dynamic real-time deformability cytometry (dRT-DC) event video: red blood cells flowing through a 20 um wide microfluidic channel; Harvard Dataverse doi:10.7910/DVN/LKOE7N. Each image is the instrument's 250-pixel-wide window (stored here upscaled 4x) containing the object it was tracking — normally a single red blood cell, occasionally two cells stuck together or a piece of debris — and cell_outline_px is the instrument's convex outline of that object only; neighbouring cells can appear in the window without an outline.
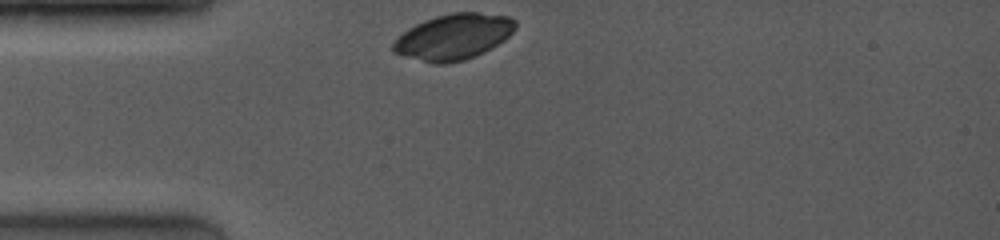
{"species": "common noctule bat (a hibernating species)", "species_latin": "Nyctalus noctula", "temperature_condition": "room temperature", "stored_images_in_passage": 13, "camera_frame_rate_fps": 4000, "um_per_image_px": 0.085, "animal": {"sex": "female", "body_mass_g": 19.0, "forearm_length_mm": 53.3}, "frame": {"image": 1, "passage_image": 1, "time_ms": 0.0, "image_size_px": [1000, 240], "cell_outline_px": [[516, 28], [504, 40], [484, 52], [476, 56], [464, 60], [444, 64], [432, 64], [404, 56], [392, 52], [392, 44], [408, 28], [424, 20], [436, 16], [452, 12], [480, 12], [508, 16], [516, 20]], "centroid_in_image_um": [38.56, 3.13], "position_along_channel_um": 46.4, "area_um2": 32.66}}